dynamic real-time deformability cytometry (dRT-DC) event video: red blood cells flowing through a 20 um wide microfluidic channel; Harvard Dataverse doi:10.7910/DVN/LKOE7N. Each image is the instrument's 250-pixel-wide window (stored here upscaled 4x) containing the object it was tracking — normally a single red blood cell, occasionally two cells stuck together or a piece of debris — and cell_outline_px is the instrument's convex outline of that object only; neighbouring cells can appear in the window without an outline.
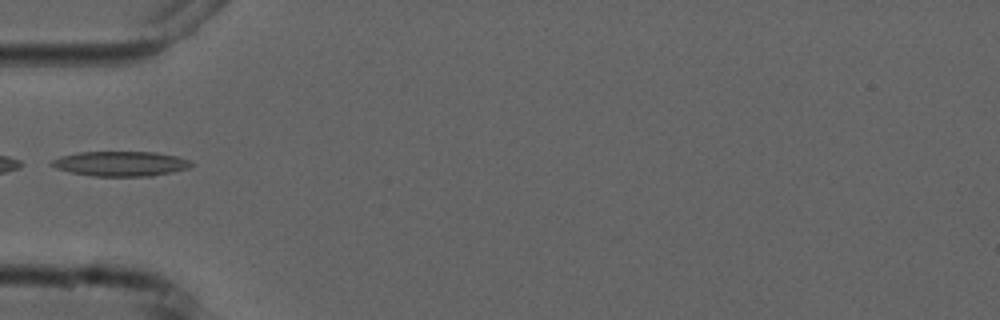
{"species": "common noctule bat (a hibernating species)", "species_latin": "Nyctalus noctula", "temperature_condition": "cold", "stored_images_in_passage": 5, "camera_frame_rate_fps": 3000, "um_per_image_px": 0.085, "animal": {"sex": "male", "forearm_length_mm": 52.5}, "frame": {"image": 1, "passage_image": 5, "time_ms": 4.667, "image_size_px": [1000, 320], "cell_outline_px": [[196, 164], [188, 168], [172, 172], [152, 176], [92, 176], [68, 172], [56, 168], [48, 164], [52, 160], [60, 156], [80, 152], [156, 152], [176, 156], [192, 160]], "centroid_in_image_um": [10.27, 13.91], "position_along_channel_um": 74.7, "area_um2": 20.46}}